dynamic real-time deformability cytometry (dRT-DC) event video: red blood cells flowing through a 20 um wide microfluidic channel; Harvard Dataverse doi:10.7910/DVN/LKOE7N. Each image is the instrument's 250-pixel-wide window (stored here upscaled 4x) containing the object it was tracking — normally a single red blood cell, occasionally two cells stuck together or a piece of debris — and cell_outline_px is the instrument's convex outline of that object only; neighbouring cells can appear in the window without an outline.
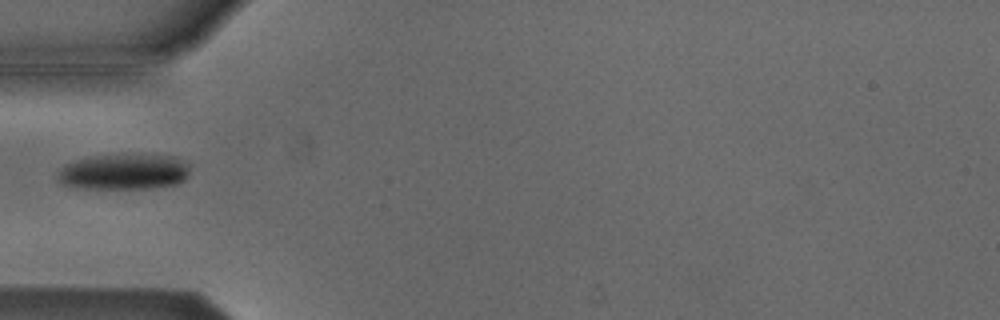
{"species": "Egyptian fruit bat (a non-hibernating species)", "species_latin": "Rousettus aegyptiacus", "temperature_condition": "cold", "stored_images_in_passage": 4, "camera_frame_rate_fps": 3000, "um_per_image_px": 0.085, "animal": {"sex": "male"}, "frame": {"image": 1, "passage_image": 4, "time_ms": 1.0, "image_size_px": [1000, 320], "cell_outline_px": [[188, 176], [184, 180], [176, 184], [148, 188], [76, 188], [64, 184], [56, 176], [64, 164], [88, 156], [172, 156], [188, 164]], "centroid_in_image_um": [10.49, 14.62], "position_along_channel_um": 74.5, "area_um2": 26.88}}